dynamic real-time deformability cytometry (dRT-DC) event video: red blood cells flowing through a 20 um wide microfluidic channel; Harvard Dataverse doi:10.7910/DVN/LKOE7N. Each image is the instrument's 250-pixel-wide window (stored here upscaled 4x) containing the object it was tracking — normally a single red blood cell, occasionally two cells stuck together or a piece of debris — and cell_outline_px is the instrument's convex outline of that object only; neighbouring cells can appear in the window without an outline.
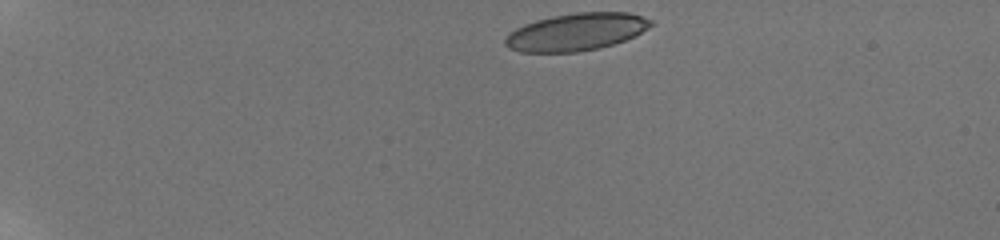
{"species": "human", "species_latin": "Homo sapiens", "temperature_condition": "room temperature", "stored_images_in_passage": 15, "camera_frame_rate_fps": 3000, "um_per_image_px": 0.085, "donor": {"sex": "male"}, "frame": {"image": 1, "passage_image": 1, "time_ms": 0.0, "image_size_px": [1000, 240], "cell_outline_px": [[652, 24], [648, 28], [636, 36], [600, 48], [576, 52], [520, 52], [508, 48], [504, 44], [504, 40], [516, 28], [524, 24], [536, 20], [552, 16], [576, 12], [628, 12], [652, 20]], "centroid_in_image_um": [48.98, 2.71], "position_along_channel_um": 36.0, "area_um2": 31.67}}
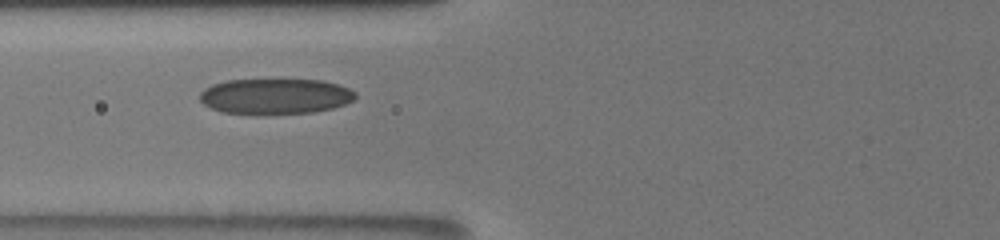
{"frame": {"image": 2, "passage_image": 10, "time_ms": 4.333, "image_size_px": [1000, 240], "cell_outline_px": [[356, 96], [352, 100], [344, 104], [332, 108], [312, 112], [220, 112], [204, 104], [200, 100], [200, 92], [204, 88], [212, 84], [228, 80], [320, 80], [336, 84], [348, 88], [356, 92]], "centroid_in_image_um": [23.38, 8.15], "position_along_channel_um": 102.4, "area_um2": 31.33}}
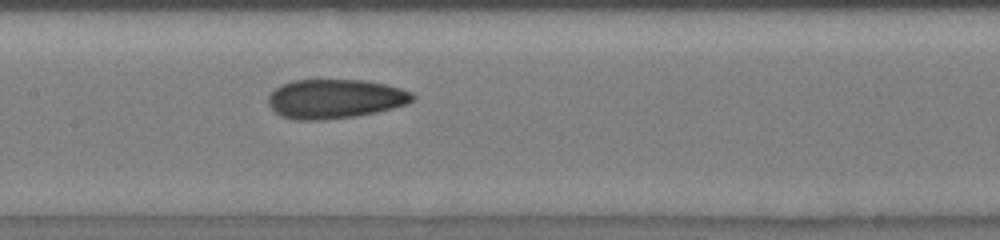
{"frame": {"image": 3, "passage_image": 15, "time_ms": 6.333, "image_size_px": [1000, 240], "cell_outline_px": [[416, 96], [408, 104], [376, 112], [356, 116], [320, 120], [296, 120], [280, 116], [268, 104], [268, 96], [280, 84], [292, 80], [368, 80], [400, 88], [412, 92]], "centroid_in_image_um": [28.47, 8.4], "position_along_channel_um": 178.9, "area_um2": 33.12}}